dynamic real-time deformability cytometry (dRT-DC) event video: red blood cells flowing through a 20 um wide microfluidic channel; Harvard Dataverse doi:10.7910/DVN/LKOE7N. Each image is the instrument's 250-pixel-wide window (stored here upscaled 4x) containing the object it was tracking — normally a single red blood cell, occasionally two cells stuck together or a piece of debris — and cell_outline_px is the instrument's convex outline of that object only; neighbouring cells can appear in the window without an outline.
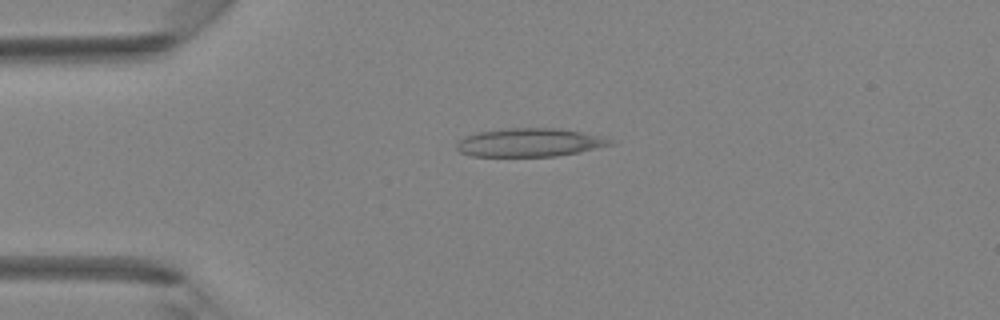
{"species": "Egyptian fruit bat (a non-hibernating species)", "species_latin": "Rousettus aegyptiacus", "temperature_condition": "room temperature", "stored_images_in_passage": 42, "camera_frame_rate_fps": 3000, "um_per_image_px": 0.085, "animal": {"sex": "female"}, "frame": {"image": 1, "passage_image": 10, "time_ms": 3.0, "image_size_px": [1000, 320], "cell_outline_px": [[616, 144], [580, 152], [556, 156], [472, 156], [460, 152], [456, 148], [456, 144], [464, 136], [480, 132], [504, 128], [556, 128], [608, 136], [616, 140]], "centroid_in_image_um": [45.12, 12.11], "position_along_channel_um": 39.9, "area_um2": 25.78}}
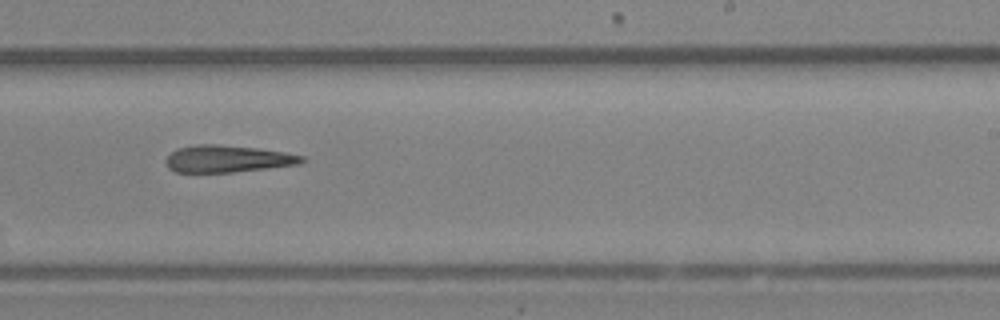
{"frame": {"image": 2, "passage_image": 26, "time_ms": 8.333, "image_size_px": [1000, 320], "cell_outline_px": [[308, 160], [300, 164], [232, 172], [176, 172], [168, 168], [164, 160], [176, 148], [196, 144], [216, 144], [256, 148], [284, 152], [304, 156]], "centroid_in_image_um": [19.33, 13.49], "position_along_channel_um": 269.7, "area_um2": 21.44}}
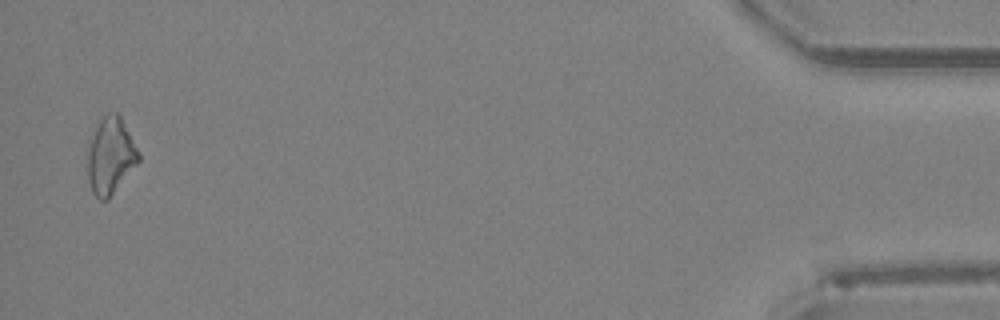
{"frame": {"image": 3, "passage_image": 41, "time_ms": 13.333, "image_size_px": [1000, 320], "cell_outline_px": [[140, 160], [108, 200], [100, 200], [92, 192], [88, 180], [88, 140], [100, 120], [108, 112], [116, 112], [120, 116], [140, 152]], "centroid_in_image_um": [9.39, 13.25], "position_along_channel_um": 425.8, "area_um2": 22.77}}